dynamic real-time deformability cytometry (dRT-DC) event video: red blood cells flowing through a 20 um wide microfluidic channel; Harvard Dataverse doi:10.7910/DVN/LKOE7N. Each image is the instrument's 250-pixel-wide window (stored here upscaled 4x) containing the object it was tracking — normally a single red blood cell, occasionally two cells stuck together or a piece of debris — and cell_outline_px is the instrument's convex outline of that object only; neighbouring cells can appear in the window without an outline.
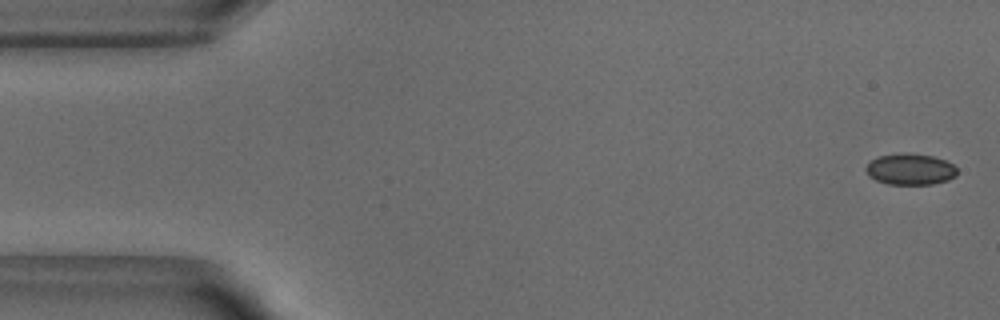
{"species": "common noctule bat (a hibernating species)", "species_latin": "Nyctalus noctula", "temperature_condition": "warm", "stored_images_in_passage": 51, "camera_frame_rate_fps": 3000, "um_per_image_px": 0.085, "animal": {"sex": "male", "body_mass_g": 18.8}, "frame": {"image": 1, "passage_image": 1, "time_ms": 0.0, "image_size_px": [1000, 320], "cell_outline_px": [[956, 176], [948, 180], [932, 184], [888, 184], [876, 180], [868, 176], [864, 168], [872, 160], [880, 156], [932, 156], [944, 160], [952, 164], [956, 168]], "centroid_in_image_um": [77.37, 14.45], "position_along_channel_um": 7.6, "area_um2": 15.78}}
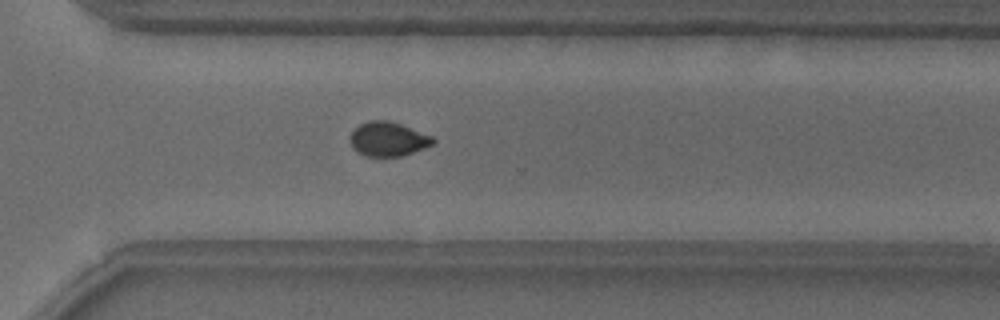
{"frame": {"image": 2, "passage_image": 36, "time_ms": 11.667, "image_size_px": [1000, 320], "cell_outline_px": [[436, 144], [400, 156], [368, 156], [356, 152], [352, 148], [348, 140], [348, 136], [360, 124], [368, 120], [388, 120], [400, 124], [432, 136], [436, 140]], "centroid_in_image_um": [32.96, 11.82], "position_along_channel_um": 337.6, "area_um2": 16.65}}
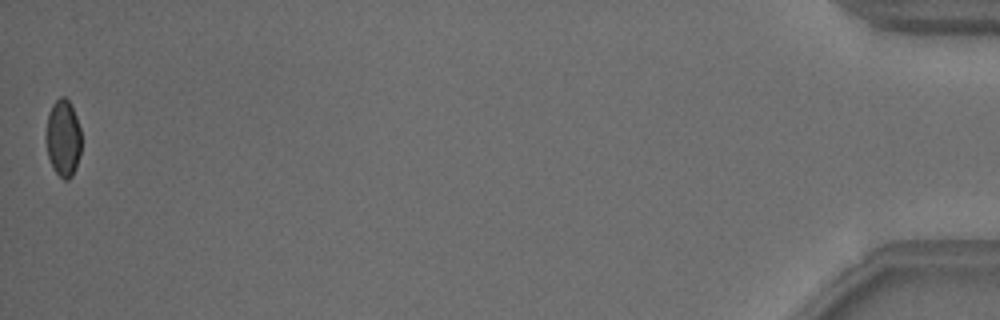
{"frame": {"image": 3, "passage_image": 51, "time_ms": 16.667, "image_size_px": [1000, 320], "cell_outline_px": [[80, 156], [72, 176], [68, 180], [64, 180], [52, 168], [48, 156], [44, 140], [44, 136], [48, 116], [52, 104], [60, 96], [64, 96], [68, 100], [76, 116], [80, 128]], "centroid_in_image_um": [5.34, 11.75], "position_along_channel_um": 429.9, "area_um2": 16.01}, "authors_computed_cell_mechanics": {"area_um2": 16.9354, "velocity_mm_per_s": 3.8599, "shape_relaxation_time_tau1_ms": 4.1219, "shape_relaxation_time_tau2_ms": null, "deformation_change_tau1": 0.0632, "deformation_change_tau2": null}}